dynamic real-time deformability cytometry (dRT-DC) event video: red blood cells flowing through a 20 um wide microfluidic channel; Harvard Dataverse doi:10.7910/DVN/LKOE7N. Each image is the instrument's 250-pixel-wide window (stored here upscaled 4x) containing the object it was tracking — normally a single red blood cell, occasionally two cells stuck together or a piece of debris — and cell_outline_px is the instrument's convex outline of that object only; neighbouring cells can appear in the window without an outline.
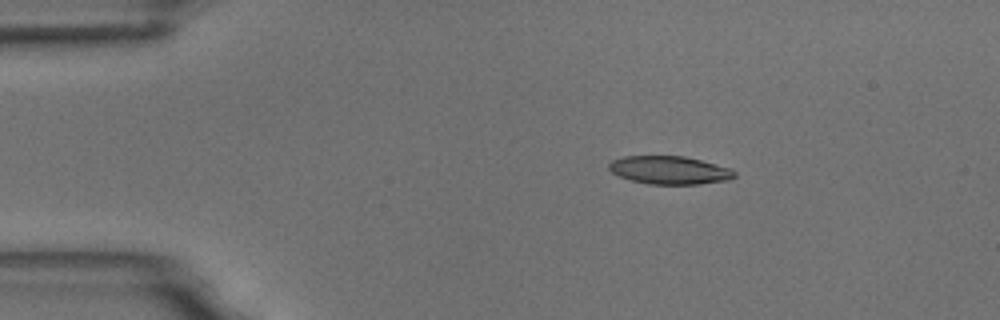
{"species": "common noctule bat (a hibernating species)", "species_latin": "Nyctalus noctula", "temperature_condition": "room temperature", "stored_images_in_passage": 5, "camera_frame_rate_fps": 3000, "um_per_image_px": 0.085, "animal": {"sex": "male", "body_mass_g": 18.8}, "frame": {"image": 1, "passage_image": 2, "time_ms": 1.333, "image_size_px": [1000, 320], "cell_outline_px": [[736, 176], [728, 180], [700, 184], [648, 184], [632, 180], [620, 176], [612, 172], [608, 168], [608, 164], [612, 160], [624, 156], [684, 156], [732, 168], [736, 172]], "centroid_in_image_um": [56.93, 14.46], "position_along_channel_um": 28.1, "area_um2": 20.58}}
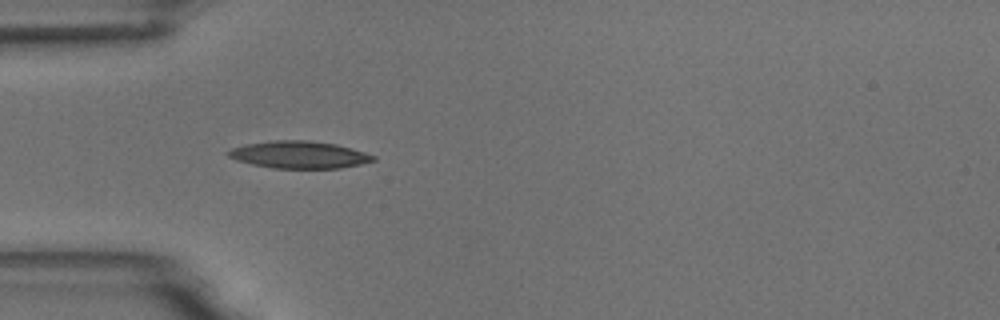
{"frame": {"image": 2, "passage_image": 4, "time_ms": 3.667, "image_size_px": [1000, 320], "cell_outline_px": [[376, 160], [360, 164], [340, 168], [272, 168], [252, 164], [236, 160], [228, 156], [228, 152], [232, 148], [244, 144], [276, 140], [308, 140], [336, 144], [352, 148], [376, 156]], "centroid_in_image_um": [25.44, 13.15], "position_along_channel_um": 59.6, "area_um2": 22.95}}